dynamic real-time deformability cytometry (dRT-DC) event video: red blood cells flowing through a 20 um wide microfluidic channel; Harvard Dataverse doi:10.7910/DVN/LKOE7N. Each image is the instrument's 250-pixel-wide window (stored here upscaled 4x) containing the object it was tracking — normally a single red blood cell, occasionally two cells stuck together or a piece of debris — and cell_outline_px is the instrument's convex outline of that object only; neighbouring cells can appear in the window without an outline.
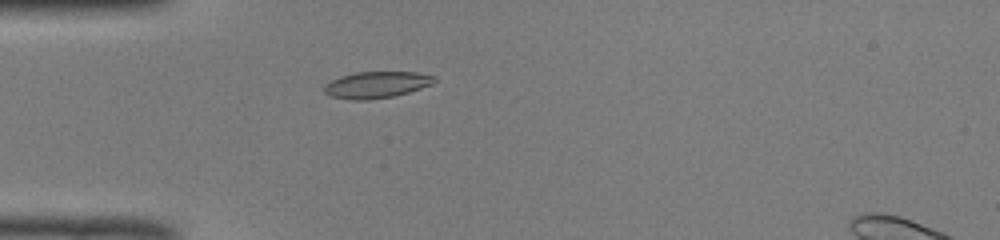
{"species": "common noctule bat (a hibernating species)", "species_latin": "Nyctalus noctula", "temperature_condition": "room temperature", "stored_images_in_passage": 37, "camera_frame_rate_fps": 3000, "um_per_image_px": 0.085, "animal": {"sex": "male", "body_mass_g": 19.0, "forearm_length_mm": 50.8}, "frame": {"image": 1, "passage_image": 1, "time_ms": 0.0, "image_size_px": [1000, 240], "cell_outline_px": [[436, 80], [432, 84], [396, 96], [368, 100], [352, 100], [332, 96], [324, 92], [324, 88], [332, 80], [340, 76], [356, 72], [416, 72], [436, 76]], "centroid_in_image_um": [32.03, 7.2], "position_along_channel_um": 53.0, "area_um2": 16.94}}
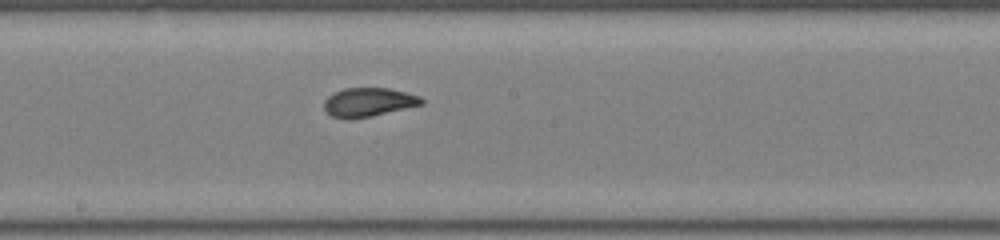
{"frame": {"image": 2, "passage_image": 14, "time_ms": 4.333, "image_size_px": [1000, 240], "cell_outline_px": [[424, 104], [372, 116], [352, 120], [348, 120], [332, 116], [324, 108], [324, 100], [328, 96], [344, 88], [388, 88], [420, 96], [424, 100]], "centroid_in_image_um": [31.32, 8.7], "position_along_channel_um": 216.9, "area_um2": 16.42}}
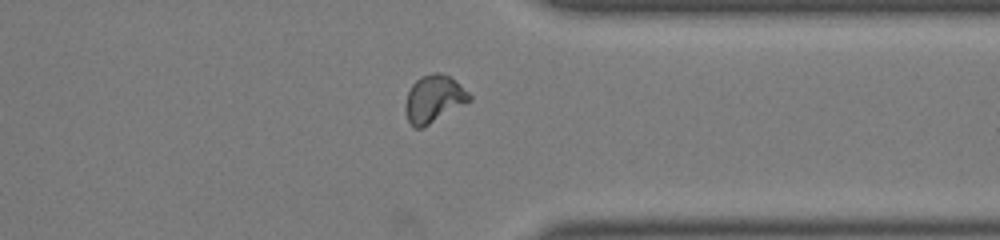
{"frame": {"image": 3, "passage_image": 26, "time_ms": 8.333, "image_size_px": [1000, 240], "cell_outline_px": [[472, 100], [424, 128], [412, 128], [408, 120], [404, 108], [404, 104], [408, 92], [412, 84], [420, 76], [436, 72], [440, 72], [456, 80], [472, 96]], "centroid_in_image_um": [36.87, 8.42], "position_along_channel_um": 374.5, "area_um2": 17.92}, "authors_computed_cell_mechanics": {"area_um2": 16.5886, "velocity_mm_per_s": 3.9932, "shape_relaxation_time_tau1_ms": 6.1944, "shape_relaxation_time_tau2_ms": null, "deformation_change_tau1": 0.2085, "deformation_change_tau2": null}}